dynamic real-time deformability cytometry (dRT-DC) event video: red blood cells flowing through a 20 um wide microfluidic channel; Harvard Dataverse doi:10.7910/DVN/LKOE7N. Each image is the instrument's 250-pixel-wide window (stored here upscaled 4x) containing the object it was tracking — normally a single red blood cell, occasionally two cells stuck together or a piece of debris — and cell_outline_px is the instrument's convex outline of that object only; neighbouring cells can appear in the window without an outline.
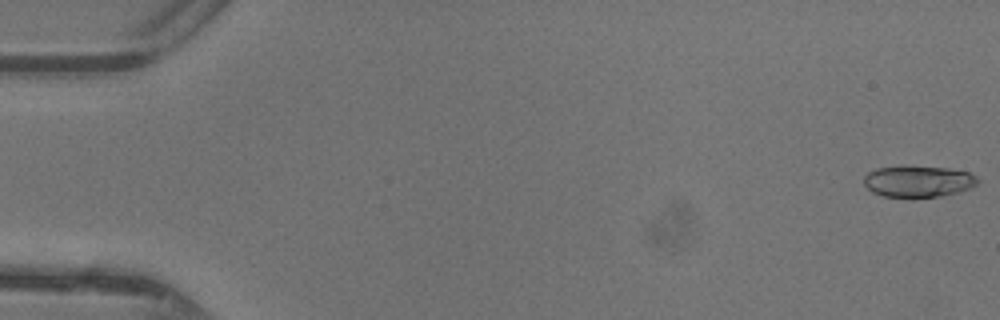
{"species": "common noctule bat (a hibernating species)", "species_latin": "Nyctalus noctula", "temperature_condition": "warm", "stored_images_in_passage": 49, "segment_of_instrument_passage": [1, 2], "camera_frame_rate_fps": 3000, "um_per_image_px": 0.085, "animal": {"sex": "female"}, "frame": {"image": 1, "passage_image": 1, "time_ms": 0.0, "image_size_px": [1000, 320], "cell_outline_px": [[980, 180], [976, 184], [968, 188], [956, 192], [940, 196], [884, 196], [872, 192], [864, 184], [864, 176], [868, 172], [876, 168], [904, 164], [948, 168], [968, 172], [976, 176]], "centroid_in_image_um": [78.01, 15.37], "position_along_channel_um": 7.0, "area_um2": 20.92}}
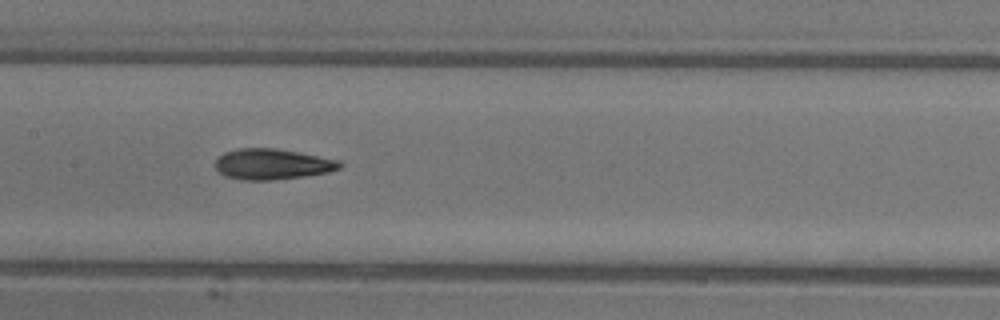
{"frame": {"image": 2, "passage_image": 24, "time_ms": 7.667, "image_size_px": [1000, 320], "cell_outline_px": [[344, 164], [340, 168], [328, 172], [304, 176], [268, 180], [240, 180], [224, 176], [216, 168], [216, 160], [224, 152], [236, 148], [276, 148], [300, 152], [340, 160]], "centroid_in_image_um": [23.15, 13.94], "position_along_channel_um": 184.2, "area_um2": 22.37}}
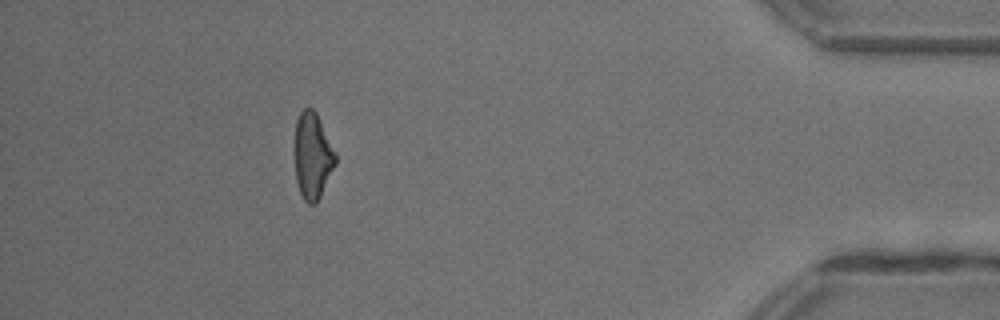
{"frame": {"image": 3, "passage_image": 43, "time_ms": 14.0, "image_size_px": [1000, 320], "cell_outline_px": [[336, 164], [316, 204], [308, 204], [304, 200], [300, 192], [296, 180], [296, 120], [300, 112], [304, 108], [312, 108], [316, 112], [336, 152]], "centroid_in_image_um": [26.59, 13.25], "position_along_channel_um": 408.6, "area_um2": 20.23}}